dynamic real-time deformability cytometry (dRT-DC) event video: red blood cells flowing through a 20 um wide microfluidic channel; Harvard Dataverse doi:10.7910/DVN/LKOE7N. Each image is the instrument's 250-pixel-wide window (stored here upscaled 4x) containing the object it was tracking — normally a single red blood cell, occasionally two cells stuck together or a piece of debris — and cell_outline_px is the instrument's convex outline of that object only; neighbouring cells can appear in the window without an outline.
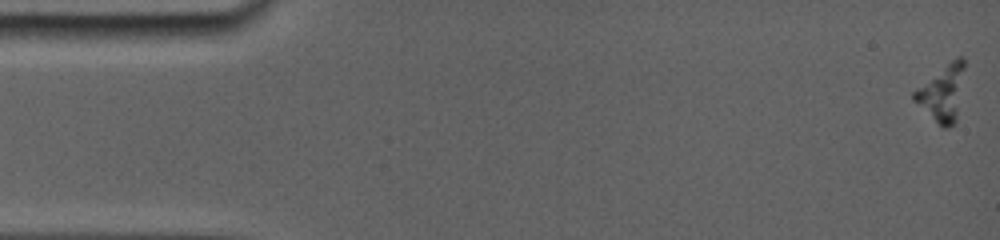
{"species": "common noctule bat (a hibernating species)", "species_latin": "Nyctalus noctula", "temperature_condition": "room temperature", "stored_images_in_passage": 46, "camera_frame_rate_fps": 5000, "um_per_image_px": 0.085, "animal": {"sex": "female", "body_mass_g": 19.0, "forearm_length_mm": 56.7}, "frame": {"image": 1, "passage_image": 1, "time_ms": 0.0, "image_size_px": [1000, 240], "cell_outline_px": [[964, 68], [952, 124], [940, 124], [912, 100], [912, 92], [916, 88], [956, 56], [964, 56]], "centroid_in_image_um": [80.02, 7.79], "position_along_channel_um": 5.0, "area_um2": 15.09}}
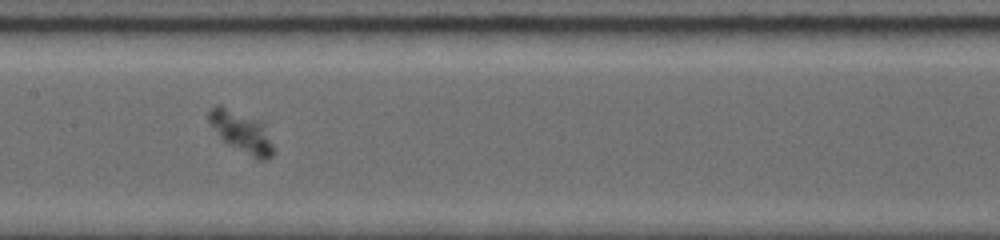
{"frame": {"image": 2, "passage_image": 20, "time_ms": 8.8, "image_size_px": [1000, 240], "cell_outline_px": [[272, 156], [264, 160], [256, 160], [224, 140], [208, 120], [208, 112], [216, 104], [220, 104], [256, 120], [260, 124], [272, 148]], "centroid_in_image_um": [20.46, 11.21], "position_along_channel_um": 186.9, "area_um2": 14.39}}
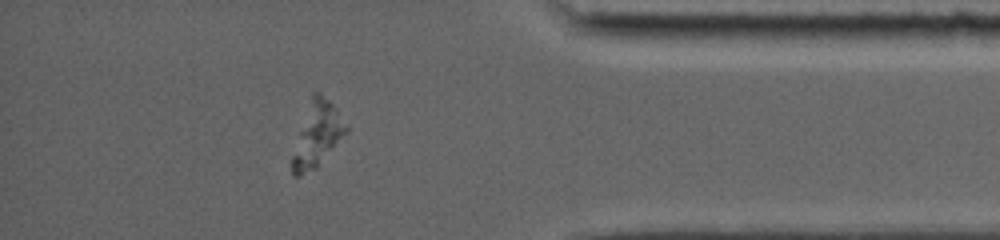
{"frame": {"image": 3, "passage_image": 40, "time_ms": 15.2, "image_size_px": [1000, 240], "cell_outline_px": [[348, 132], [316, 168], [300, 176], [292, 176], [292, 156], [312, 92], [320, 92], [332, 104], [348, 128]], "centroid_in_image_um": [26.96, 11.46], "position_along_channel_um": 408.2, "area_um2": 19.59}}